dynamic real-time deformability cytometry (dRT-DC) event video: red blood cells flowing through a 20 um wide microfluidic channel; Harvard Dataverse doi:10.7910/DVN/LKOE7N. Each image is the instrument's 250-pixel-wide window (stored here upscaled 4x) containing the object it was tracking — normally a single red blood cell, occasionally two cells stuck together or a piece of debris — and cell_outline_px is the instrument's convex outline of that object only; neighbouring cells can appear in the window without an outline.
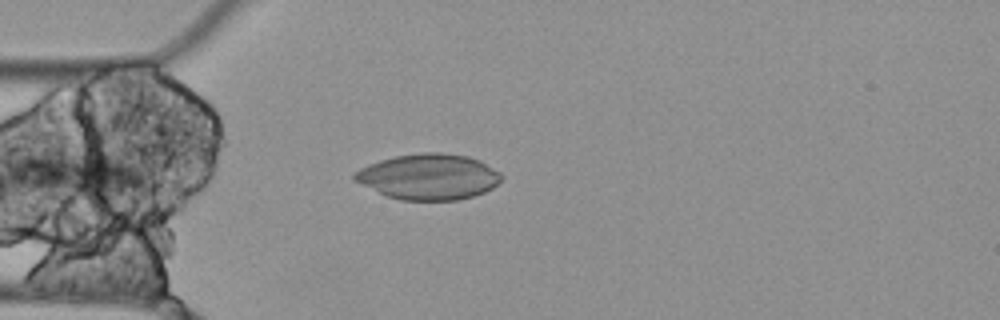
{"species": "Egyptian fruit bat (a non-hibernating species)", "species_latin": "Rousettus aegyptiacus", "temperature_condition": "cold", "stored_images_in_passage": 5, "camera_frame_rate_fps": 3000, "um_per_image_px": 0.085, "animal": {"sex": "female"}, "frame": {"image": 1, "passage_image": 5, "time_ms": 1.333, "image_size_px": [1000, 320], "cell_outline_px": [[504, 176], [492, 188], [484, 192], [472, 196], [456, 200], [400, 200], [388, 196], [352, 180], [352, 172], [368, 164], [380, 160], [396, 156], [420, 152], [440, 152], [468, 156], [480, 160], [500, 172]], "centroid_in_image_um": [36.42, 15.01], "position_along_channel_um": 48.6, "area_um2": 39.19}}